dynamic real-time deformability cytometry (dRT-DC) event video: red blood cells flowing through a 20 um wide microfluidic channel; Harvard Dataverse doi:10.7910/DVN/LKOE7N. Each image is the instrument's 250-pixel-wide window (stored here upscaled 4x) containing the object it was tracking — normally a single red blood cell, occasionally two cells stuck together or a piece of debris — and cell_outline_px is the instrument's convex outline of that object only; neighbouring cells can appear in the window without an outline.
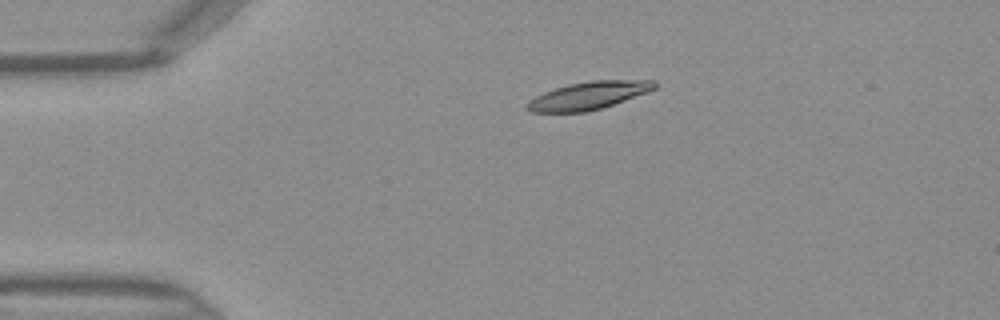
{"species": "Egyptian fruit bat (a non-hibernating species)", "species_latin": "Rousettus aegyptiacus", "temperature_condition": "warm", "stored_images_in_passage": 46, "camera_frame_rate_fps": 3000, "um_per_image_px": 0.085, "frame": {"image": 1, "passage_image": 10, "time_ms": 3.0, "image_size_px": [1000, 320], "cell_outline_px": [[656, 88], [648, 92], [588, 112], [532, 112], [524, 108], [524, 104], [528, 100], [544, 92], [568, 84], [592, 80], [656, 80]], "centroid_in_image_um": [49.99, 8.12], "position_along_channel_um": 35.0, "area_um2": 20.58}}
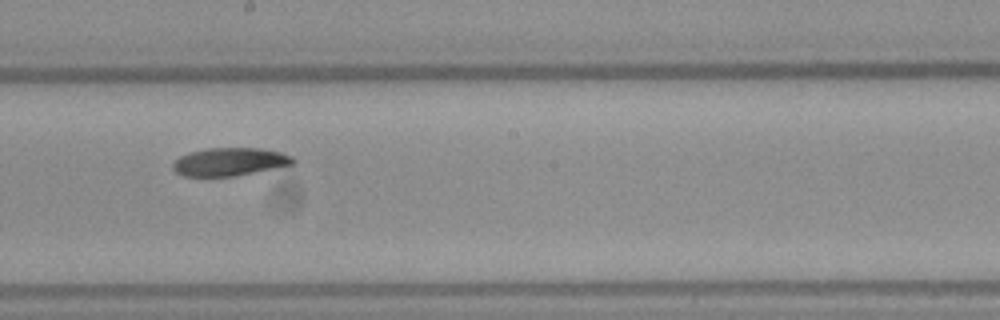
{"frame": {"image": 2, "passage_image": 26, "time_ms": 8.333, "image_size_px": [1000, 320], "cell_outline_px": [[296, 164], [232, 176], [184, 176], [176, 172], [172, 168], [172, 164], [180, 156], [192, 152], [208, 148], [260, 148], [280, 152], [292, 156], [296, 160]], "centroid_in_image_um": [19.55, 13.75], "position_along_channel_um": 228.6, "area_um2": 19.48}}
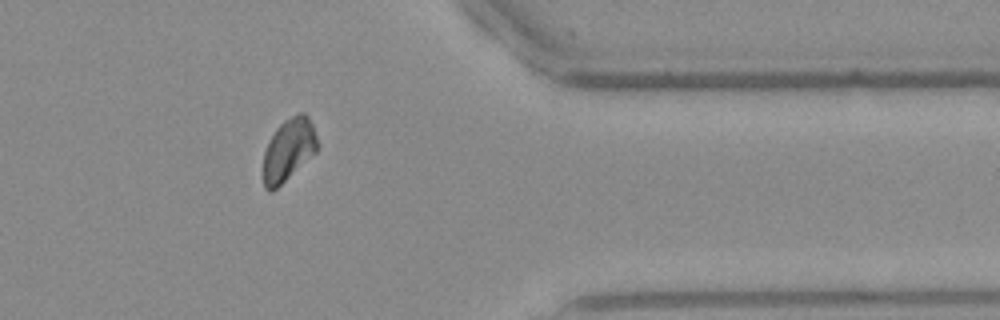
{"frame": {"image": 3, "passage_image": 38, "time_ms": 12.333, "image_size_px": [1000, 320], "cell_outline_px": [[320, 148], [316, 152], [272, 192], [268, 192], [264, 188], [264, 152], [276, 128], [284, 120], [300, 112], [304, 112], [308, 116], [312, 124], [320, 144]], "centroid_in_image_um": [24.56, 12.72], "position_along_channel_um": 386.8, "area_um2": 19.59}}